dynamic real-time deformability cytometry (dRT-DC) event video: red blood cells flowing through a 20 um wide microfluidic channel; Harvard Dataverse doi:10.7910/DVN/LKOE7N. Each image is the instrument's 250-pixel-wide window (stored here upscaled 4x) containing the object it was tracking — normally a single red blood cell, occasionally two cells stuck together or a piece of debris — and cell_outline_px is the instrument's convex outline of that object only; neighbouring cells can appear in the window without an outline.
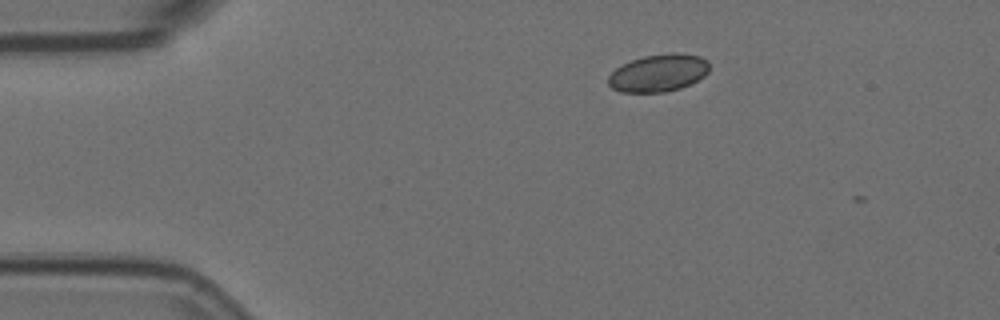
{"species": "Egyptian fruit bat (a non-hibernating species)", "species_latin": "Rousettus aegyptiacus", "temperature_condition": "room temperature", "stored_images_in_passage": 4, "camera_frame_rate_fps": 3000, "um_per_image_px": 0.085, "animal": {"sex": "female"}, "frame": {"image": 1, "passage_image": 1, "time_ms": 0.0, "image_size_px": [1000, 320], "cell_outline_px": [[708, 72], [704, 76], [680, 88], [664, 92], [620, 92], [612, 88], [608, 84], [608, 76], [616, 68], [632, 60], [644, 56], [672, 52], [676, 52], [700, 56], [708, 60]], "centroid_in_image_um": [55.96, 6.19], "position_along_channel_um": 29.0, "area_um2": 21.96}}
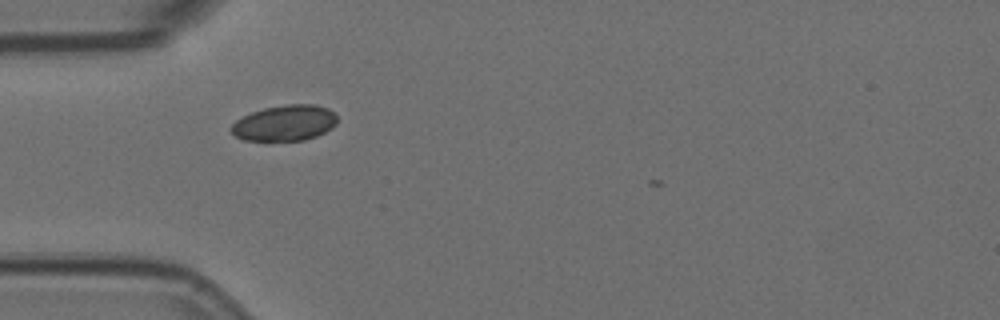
{"frame": {"image": 2, "passage_image": 3, "time_ms": 0.667, "image_size_px": [1000, 320], "cell_outline_px": [[336, 124], [332, 128], [316, 136], [304, 140], [244, 140], [236, 136], [228, 128], [236, 120], [252, 112], [264, 108], [288, 104], [316, 104], [328, 108], [336, 116]], "centroid_in_image_um": [24.2, 10.45], "position_along_channel_um": 60.8, "area_um2": 21.96}}